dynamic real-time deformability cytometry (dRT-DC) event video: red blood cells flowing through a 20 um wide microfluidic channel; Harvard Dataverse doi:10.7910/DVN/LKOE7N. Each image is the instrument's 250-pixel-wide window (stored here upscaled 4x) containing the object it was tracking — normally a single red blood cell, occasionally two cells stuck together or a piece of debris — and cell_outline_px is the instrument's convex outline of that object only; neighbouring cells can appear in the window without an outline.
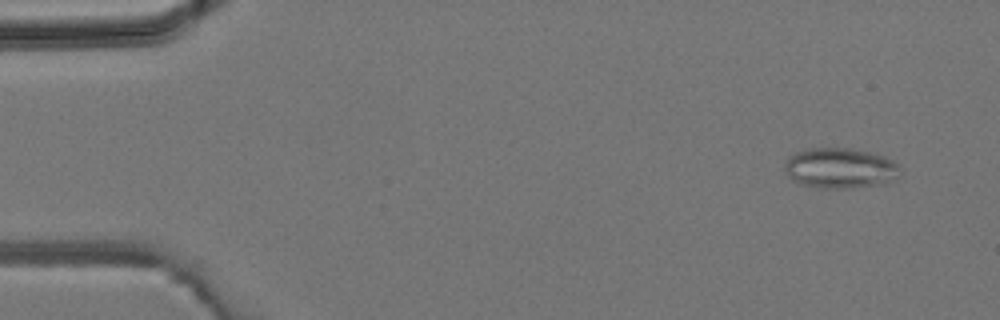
{"species": "common noctule bat (a hibernating species)", "species_latin": "Nyctalus noctula", "temperature_condition": "room temperature", "stored_images_in_passage": 11, "camera_frame_rate_fps": 3000, "um_per_image_px": 0.085, "animal": {"sex": "male", "body_mass_g": 19.2, "forearm_length_mm": 51.8}, "frame": {"image": 1, "passage_image": 2, "time_ms": 0.333, "image_size_px": [1000, 320], "cell_outline_px": [[896, 176], [884, 184], [852, 188], [824, 188], [800, 184], [792, 180], [788, 176], [784, 168], [784, 164], [788, 156], [796, 152], [808, 148], [848, 148], [872, 152], [884, 156], [892, 160], [896, 164]], "centroid_in_image_um": [71.34, 14.28], "position_along_channel_um": 13.7, "area_um2": 27.05}}